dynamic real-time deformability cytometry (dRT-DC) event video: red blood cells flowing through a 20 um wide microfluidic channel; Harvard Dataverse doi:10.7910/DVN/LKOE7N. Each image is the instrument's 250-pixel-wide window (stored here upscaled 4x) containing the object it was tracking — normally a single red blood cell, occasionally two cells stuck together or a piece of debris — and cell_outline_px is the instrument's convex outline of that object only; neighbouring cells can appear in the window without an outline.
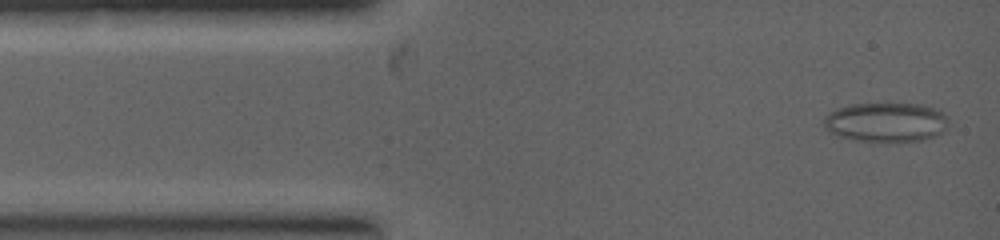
{"species": "common noctule bat (a hibernating species)", "species_latin": "Nyctalus noctula", "temperature_condition": "warm", "stored_images_in_passage": 2, "camera_frame_rate_fps": 5000, "um_per_image_px": 0.085, "animal": {"sex": "female", "body_mass_g": 19.0, "forearm_length_mm": 53.3}, "frame": {"image": 1, "passage_image": 1, "time_ms": 0.0, "image_size_px": [1000, 240], "cell_outline_px": [[948, 120], [944, 132], [936, 136], [920, 140], [888, 144], [852, 140], [828, 132], [824, 128], [824, 116], [828, 112], [836, 108], [848, 104], [920, 104], [944, 112], [948, 116]], "centroid_in_image_um": [75.28, 10.42], "position_along_channel_um": 9.7, "area_um2": 29.48}}